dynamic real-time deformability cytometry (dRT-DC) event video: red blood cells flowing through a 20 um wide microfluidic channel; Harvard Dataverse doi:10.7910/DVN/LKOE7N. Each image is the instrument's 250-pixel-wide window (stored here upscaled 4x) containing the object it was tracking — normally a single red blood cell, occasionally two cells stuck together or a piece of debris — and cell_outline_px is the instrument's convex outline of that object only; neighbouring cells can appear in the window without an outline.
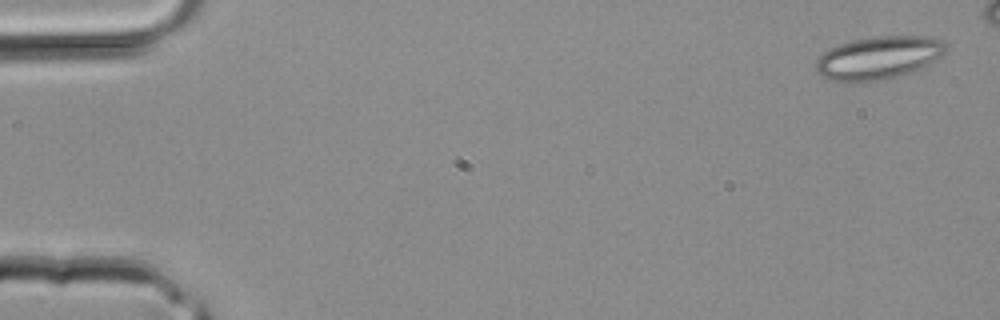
{"species": "common noctule bat (a hibernating species)", "species_latin": "Nyctalus noctula", "temperature_condition": "room temperature", "stored_images_in_passage": 3, "camera_frame_rate_fps": 3000, "um_per_image_px": 0.085, "animal": {"sex": "male", "body_mass_g": 20.4}, "frame": {"image": 1, "passage_image": 1, "time_ms": 0.0, "image_size_px": [1000, 320], "cell_outline_px": [[948, 52], [912, 72], [900, 76], [860, 84], [840, 84], [816, 72], [816, 60], [828, 48], [852, 40], [880, 36], [928, 36], [940, 40], [948, 48]], "centroid_in_image_um": [74.63, 4.95], "position_along_channel_um": 10.4, "area_um2": 33.0}}
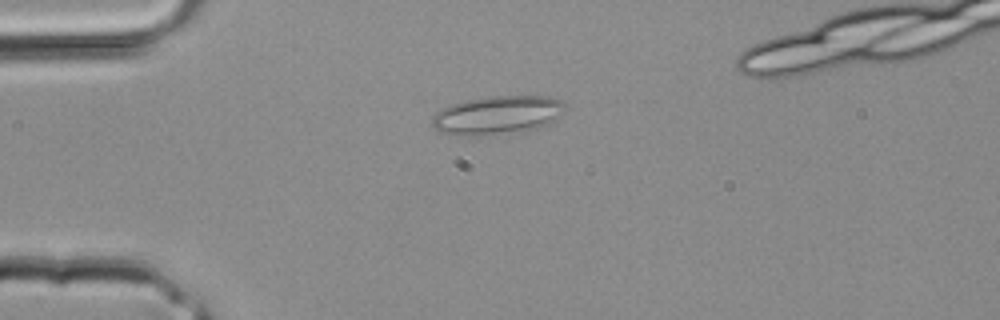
{"frame": {"image": 2, "passage_image": 3, "time_ms": 0.667, "image_size_px": [1000, 320], "cell_outline_px": [[568, 108], [552, 120], [544, 124], [532, 128], [496, 132], [444, 132], [436, 128], [432, 124], [432, 116], [436, 112], [452, 104], [468, 100], [488, 96], [548, 96], [560, 100], [568, 104]], "centroid_in_image_um": [42.35, 9.68], "position_along_channel_um": 42.7, "area_um2": 27.98}}